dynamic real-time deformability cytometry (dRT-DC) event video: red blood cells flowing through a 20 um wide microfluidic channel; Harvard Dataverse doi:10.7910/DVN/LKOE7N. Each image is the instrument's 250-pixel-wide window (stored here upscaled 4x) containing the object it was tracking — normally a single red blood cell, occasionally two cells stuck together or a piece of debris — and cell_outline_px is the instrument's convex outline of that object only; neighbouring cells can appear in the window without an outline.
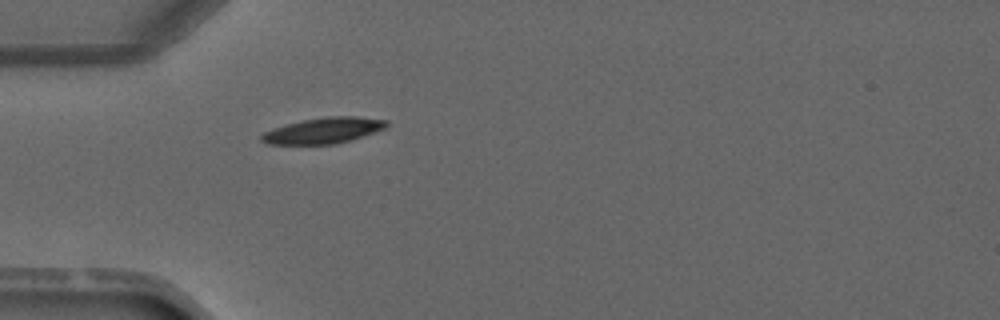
{"species": "common noctule bat (a hibernating species)", "species_latin": "Nyctalus noctula", "temperature_condition": "warm", "stored_images_in_passage": 1, "camera_frame_rate_fps": 3000, "um_per_image_px": 0.085, "animal": {"sex": "male", "forearm_length_mm": 52.5}, "frame": {"image": 1, "passage_image": 1, "time_ms": 0.0, "image_size_px": [1000, 320], "cell_outline_px": [[388, 124], [384, 128], [348, 140], [332, 144], [268, 144], [260, 140], [260, 136], [264, 132], [288, 124], [304, 120], [328, 116], [360, 116], [388, 120]], "centroid_in_image_um": [27.49, 11.08], "position_along_channel_um": 57.5, "area_um2": 18.38}}